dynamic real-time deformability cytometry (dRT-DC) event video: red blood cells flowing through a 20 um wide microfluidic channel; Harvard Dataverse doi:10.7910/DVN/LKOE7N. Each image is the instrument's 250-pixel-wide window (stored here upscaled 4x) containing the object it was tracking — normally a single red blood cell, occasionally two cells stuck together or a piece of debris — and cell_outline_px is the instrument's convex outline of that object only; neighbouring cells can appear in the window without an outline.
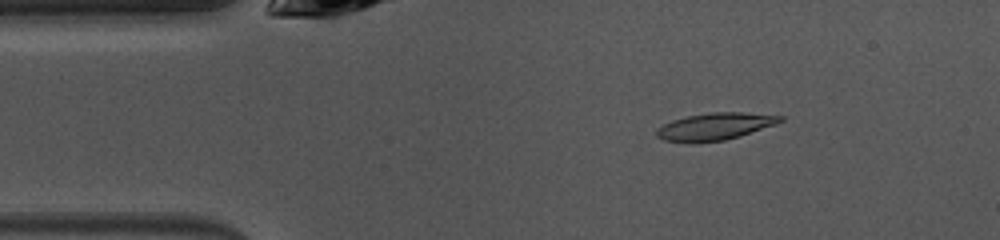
{"species": "common noctule bat (a hibernating species)", "species_latin": "Nyctalus noctula", "temperature_condition": "warm", "stored_images_in_passage": 47, "camera_frame_rate_fps": 3000, "um_per_image_px": 0.085, "animal": {"sex": "female", "body_mass_g": 10.0, "forearm_length_mm": 53.1}, "frame": {"image": 1, "passage_image": 6, "time_ms": 1.667, "image_size_px": [1000, 240], "cell_outline_px": [[784, 120], [776, 124], [740, 136], [724, 140], [696, 144], [688, 144], [664, 140], [656, 136], [656, 128], [672, 120], [688, 116], [712, 112], [740, 112], [784, 116]], "centroid_in_image_um": [60.73, 10.77], "position_along_channel_um": 24.3, "area_um2": 19.83}}
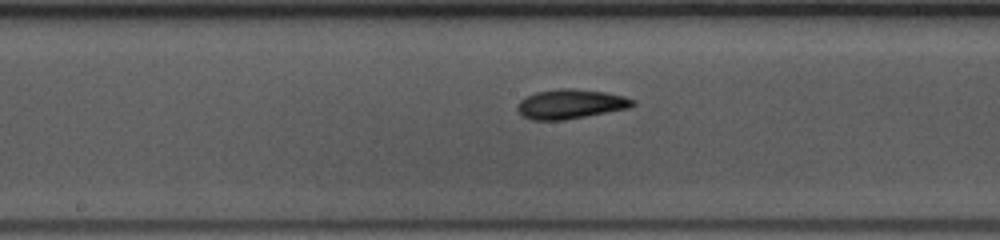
{"frame": {"image": 2, "passage_image": 22, "time_ms": 7.0, "image_size_px": [1000, 240], "cell_outline_px": [[636, 104], [628, 108], [564, 120], [532, 120], [524, 116], [516, 108], [516, 104], [524, 96], [536, 92], [560, 88], [572, 88], [604, 92], [624, 96], [636, 100]], "centroid_in_image_um": [48.47, 8.83], "position_along_channel_um": 199.7, "area_um2": 19.83}}
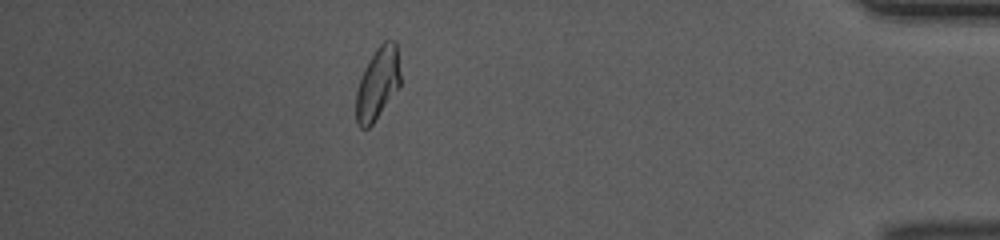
{"frame": {"image": 3, "passage_image": 41, "time_ms": 13.333, "image_size_px": [1000, 240], "cell_outline_px": [[400, 84], [372, 124], [368, 128], [360, 128], [356, 124], [356, 92], [364, 68], [376, 48], [384, 40], [396, 40], [400, 76]], "centroid_in_image_um": [32.08, 7.08], "position_along_channel_um": 403.1, "area_um2": 18.38}, "authors_computed_cell_mechanics": {"area_um2": 19.0162, "velocity_mm_per_s": 4.0465, "shape_relaxation_time_tau1_ms": 3.4642, "shape_relaxation_time_tau2_ms": 6.1105, "deformation_change_tau1": 0.1459, "deformation_change_tau2": 0.1274}}